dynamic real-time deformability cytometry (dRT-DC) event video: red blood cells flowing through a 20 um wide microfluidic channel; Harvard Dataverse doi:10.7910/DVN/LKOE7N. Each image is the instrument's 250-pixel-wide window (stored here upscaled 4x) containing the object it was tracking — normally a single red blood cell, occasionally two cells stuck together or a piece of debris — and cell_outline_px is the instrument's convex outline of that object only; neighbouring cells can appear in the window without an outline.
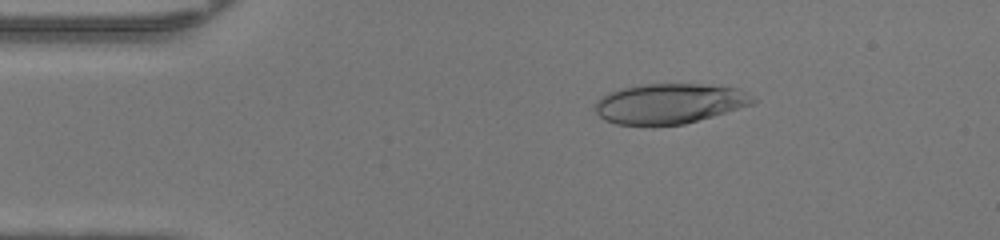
{"species": "human", "species_latin": "Homo sapiens", "temperature_condition": "warm", "stored_images_in_passage": 37, "camera_frame_rate_fps": 3000, "um_per_image_px": 0.085, "donor": {"sex": "female"}, "frame": {"image": 1, "passage_image": 2, "time_ms": 0.333, "image_size_px": [1000, 240], "cell_outline_px": [[756, 100], [752, 104], [712, 116], [684, 124], [616, 124], [604, 120], [592, 108], [596, 100], [600, 96], [608, 92], [624, 88], [644, 84], [704, 84], [736, 88]], "centroid_in_image_um": [56.82, 8.79], "position_along_channel_um": 28.2, "area_um2": 36.41}}
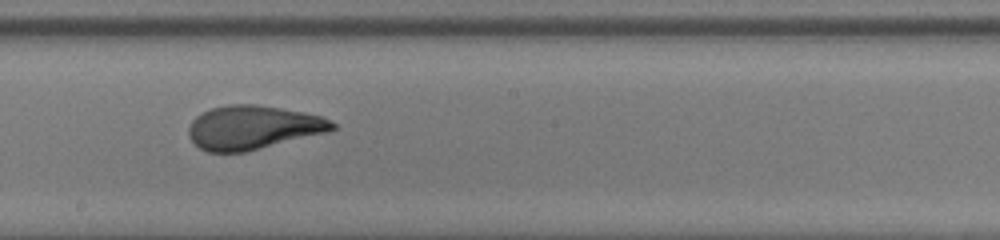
{"frame": {"image": 2, "passage_image": 20, "time_ms": 6.333, "image_size_px": [1000, 240], "cell_outline_px": [[336, 128], [328, 132], [244, 152], [208, 152], [200, 148], [188, 136], [188, 128], [192, 120], [196, 116], [212, 108], [228, 104], [256, 104], [304, 112], [320, 116], [336, 124]], "centroid_in_image_um": [21.49, 10.83], "position_along_channel_um": 226.7, "area_um2": 36.47}}
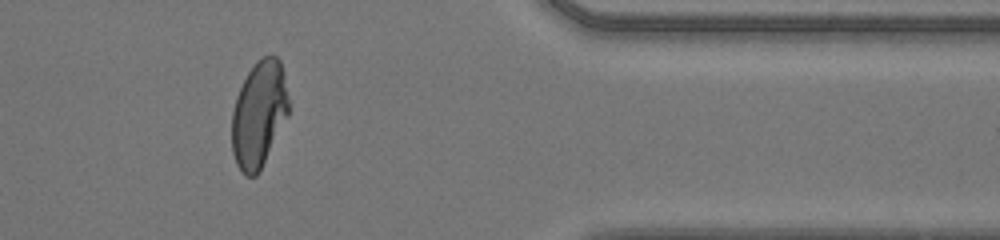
{"frame": {"image": 3, "passage_image": 33, "time_ms": 10.667, "image_size_px": [1000, 240], "cell_outline_px": [[288, 116], [256, 176], [244, 176], [236, 164], [232, 152], [232, 112], [236, 96], [248, 72], [256, 60], [264, 56], [276, 56], [280, 60], [288, 100]], "centroid_in_image_um": [21.98, 9.71], "position_along_channel_um": 389.4, "area_um2": 34.8}}